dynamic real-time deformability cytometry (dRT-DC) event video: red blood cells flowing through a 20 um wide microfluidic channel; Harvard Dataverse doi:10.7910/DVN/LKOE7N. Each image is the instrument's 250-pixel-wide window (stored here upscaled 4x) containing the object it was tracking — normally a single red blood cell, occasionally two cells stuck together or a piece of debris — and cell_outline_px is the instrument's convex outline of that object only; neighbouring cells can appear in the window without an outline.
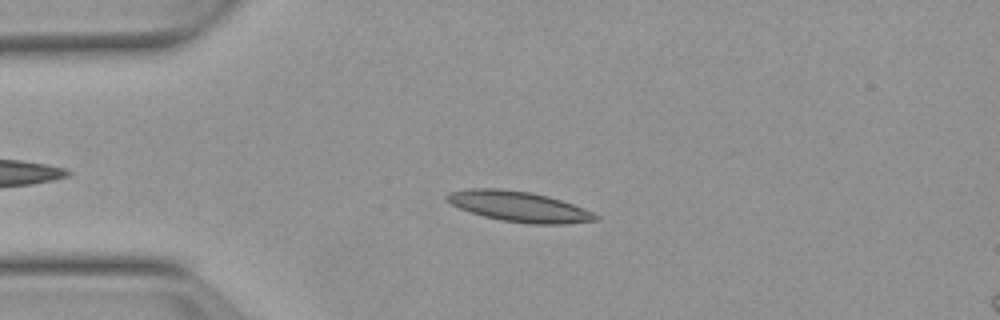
{"species": "Egyptian fruit bat (a non-hibernating species)", "species_latin": "Rousettus aegyptiacus", "temperature_condition": "warm", "stored_images_in_passage": 43, "camera_frame_rate_fps": 3000, "um_per_image_px": 0.085, "animal": {"sex": "female"}, "frame": {"image": 1, "passage_image": 9, "time_ms": 2.667, "image_size_px": [1000, 320], "cell_outline_px": [[600, 220], [564, 224], [528, 224], [500, 220], [484, 216], [460, 208], [444, 200], [444, 196], [448, 192], [468, 188], [500, 188], [532, 192], [548, 196], [584, 208], [600, 216]], "centroid_in_image_um": [44.1, 17.55], "position_along_channel_um": 40.9, "area_um2": 26.53}}
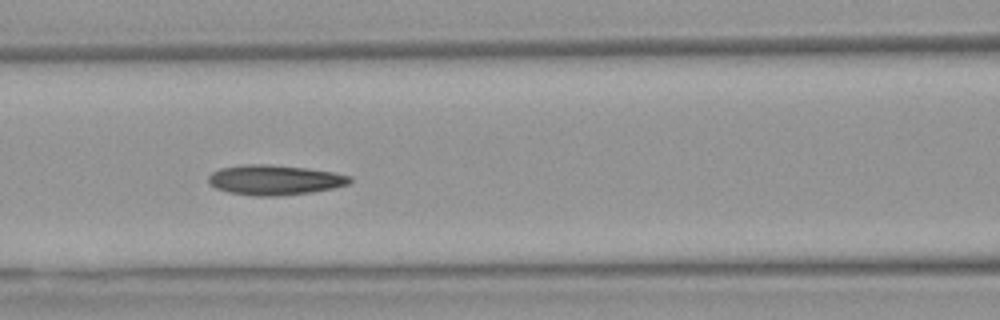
{"frame": {"image": 2, "passage_image": 19, "time_ms": 6.0, "image_size_px": [1000, 320], "cell_outline_px": [[352, 180], [348, 184], [332, 188], [312, 192], [280, 196], [256, 196], [228, 192], [216, 188], [208, 184], [208, 176], [212, 172], [220, 168], [240, 164], [272, 164], [308, 168], [332, 172], [352, 176]], "centroid_in_image_um": [23.32, 15.28], "position_along_channel_um": 143.3, "area_um2": 24.97}}
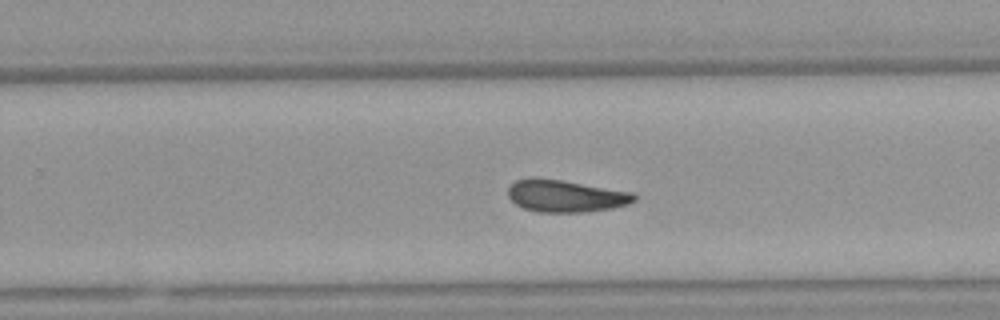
{"frame": {"image": 3, "passage_image": 30, "time_ms": 9.667, "image_size_px": [1000, 320], "cell_outline_px": [[636, 200], [628, 204], [612, 208], [584, 212], [536, 212], [524, 208], [516, 204], [508, 196], [508, 188], [516, 180], [532, 176], [564, 180], [632, 192], [636, 196]], "centroid_in_image_um": [48.05, 16.64], "position_along_channel_um": 281.7, "area_um2": 23.81}, "authors_computed_cell_mechanics": {"area_um2": 24.0448, "velocity_mm_per_s": 3.7967, "shape_relaxation_time_tau1_ms": null, "shape_relaxation_time_tau2_ms": 4.1701, "deformation_change_tau1": null, "deformation_change_tau2": 0.1119}}